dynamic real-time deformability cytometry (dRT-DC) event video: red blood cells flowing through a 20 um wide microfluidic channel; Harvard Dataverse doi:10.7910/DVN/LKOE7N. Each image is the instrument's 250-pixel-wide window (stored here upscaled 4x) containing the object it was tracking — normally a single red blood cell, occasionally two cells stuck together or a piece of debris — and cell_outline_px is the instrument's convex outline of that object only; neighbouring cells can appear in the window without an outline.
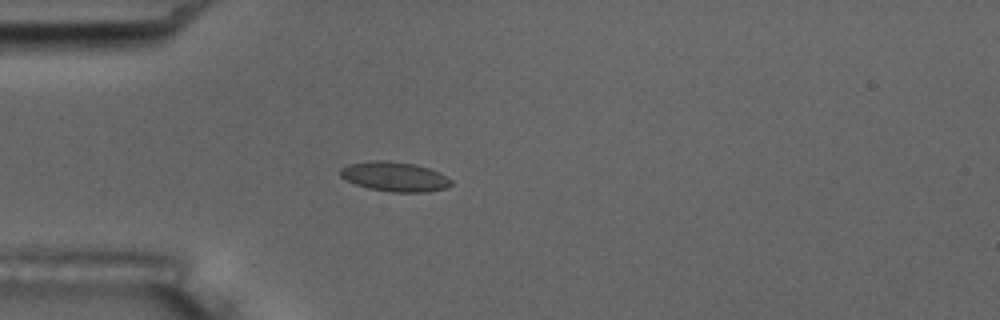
{"species": "common noctule bat (a hibernating species)", "species_latin": "Nyctalus noctula", "temperature_condition": "room temperature", "stored_images_in_passage": 6, "camera_frame_rate_fps": 3000, "um_per_image_px": 0.085, "animal": {"sex": "male", "body_mass_g": 17.5, "forearm_length_mm": 52.3}, "frame": {"image": 1, "passage_image": 5, "time_ms": 4.667, "image_size_px": [1000, 320], "cell_outline_px": [[452, 184], [444, 188], [428, 192], [392, 192], [368, 188], [344, 180], [340, 176], [340, 168], [348, 164], [372, 160], [380, 160], [416, 164], [440, 172], [452, 180]], "centroid_in_image_um": [33.53, 15.01], "position_along_channel_um": 51.5, "area_um2": 19.19}}